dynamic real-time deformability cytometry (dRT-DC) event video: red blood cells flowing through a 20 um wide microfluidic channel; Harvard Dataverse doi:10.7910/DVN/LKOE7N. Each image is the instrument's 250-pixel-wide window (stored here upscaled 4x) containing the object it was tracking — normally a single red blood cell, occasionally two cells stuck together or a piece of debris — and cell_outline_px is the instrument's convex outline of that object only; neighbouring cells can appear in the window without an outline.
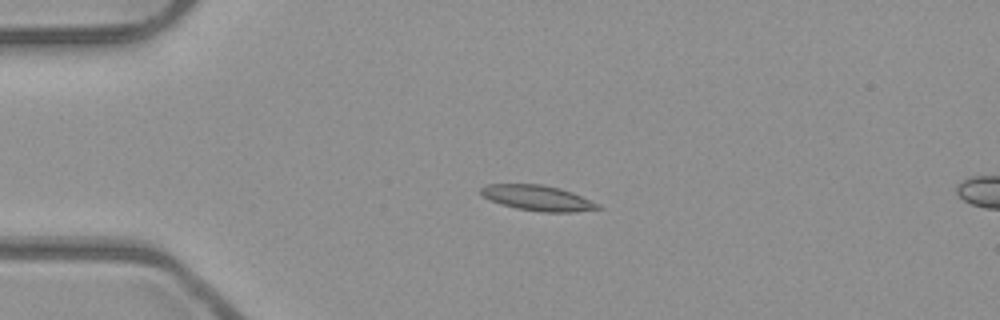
{"species": "common noctule bat (a hibernating species)", "species_latin": "Nyctalus noctula", "temperature_condition": "room temperature", "stored_images_in_passage": 3, "camera_frame_rate_fps": 3000, "um_per_image_px": 0.085, "animal": {"sex": "male", "body_mass_g": 23.1, "forearm_length_mm": 52.7}, "frame": {"image": 1, "passage_image": 2, "time_ms": 0.333, "image_size_px": [1000, 320], "cell_outline_px": [[604, 208], [572, 212], [540, 212], [516, 208], [500, 204], [484, 196], [480, 192], [480, 188], [488, 184], [544, 184], [560, 188], [572, 192], [600, 204]], "centroid_in_image_um": [45.73, 16.83], "position_along_channel_um": 39.3, "area_um2": 17.34}}